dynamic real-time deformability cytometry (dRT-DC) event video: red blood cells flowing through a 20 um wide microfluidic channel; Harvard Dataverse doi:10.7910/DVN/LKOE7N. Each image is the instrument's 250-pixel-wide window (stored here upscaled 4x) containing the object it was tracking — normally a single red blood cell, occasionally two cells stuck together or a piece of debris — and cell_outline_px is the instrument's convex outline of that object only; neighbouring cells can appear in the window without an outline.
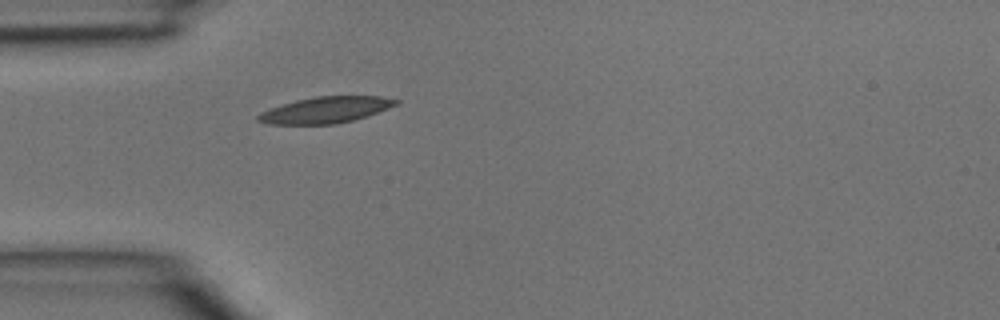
{"species": "common noctule bat (a hibernating species)", "species_latin": "Nyctalus noctula", "temperature_condition": "room temperature", "stored_images_in_passage": 16, "camera_frame_rate_fps": 3000, "um_per_image_px": 0.085, "animal": {"sex": "male", "body_mass_g": 15.6}, "frame": {"image": 1, "passage_image": 1, "time_ms": 0.0, "image_size_px": [1000, 320], "cell_outline_px": [[400, 100], [396, 104], [388, 108], [352, 120], [336, 124], [268, 124], [256, 120], [256, 116], [260, 112], [296, 100], [316, 96], [380, 96]], "centroid_in_image_um": [27.64, 9.34], "position_along_channel_um": 57.4, "area_um2": 20.75}}
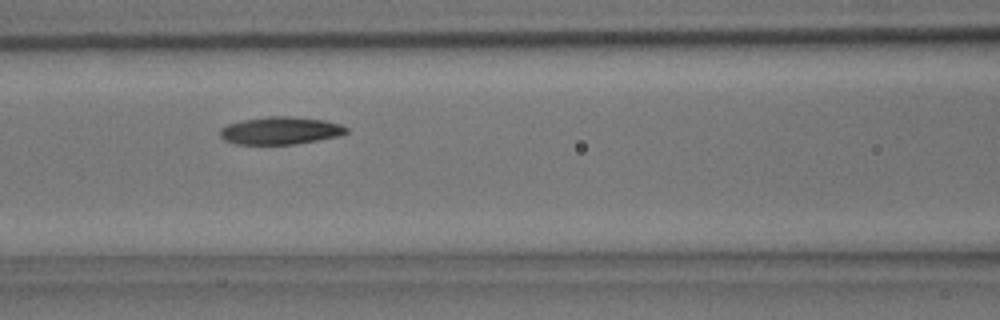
{"frame": {"image": 2, "passage_image": 7, "time_ms": 2.0, "image_size_px": [1000, 320], "cell_outline_px": [[348, 132], [340, 136], [296, 144], [236, 144], [224, 140], [220, 136], [220, 128], [228, 124], [244, 120], [268, 116], [292, 116], [324, 120], [340, 124], [348, 128]], "centroid_in_image_um": [23.85, 11.1], "position_along_channel_um": 142.7, "area_um2": 20.35}}